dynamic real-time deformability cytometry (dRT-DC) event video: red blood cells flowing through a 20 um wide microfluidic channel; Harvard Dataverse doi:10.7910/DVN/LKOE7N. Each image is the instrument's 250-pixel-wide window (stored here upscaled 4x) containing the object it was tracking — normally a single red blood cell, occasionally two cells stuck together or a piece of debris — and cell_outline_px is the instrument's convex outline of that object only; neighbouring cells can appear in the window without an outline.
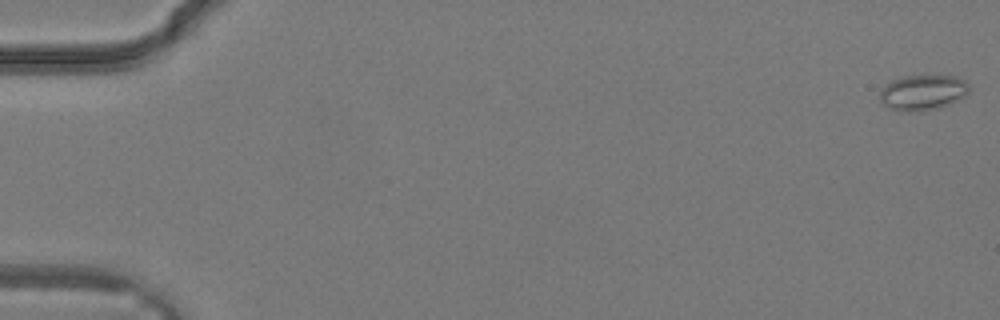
{"species": "common noctule bat (a hibernating species)", "species_latin": "Nyctalus noctula", "temperature_condition": "warm", "stored_images_in_passage": 7, "camera_frame_rate_fps": 3000, "um_per_image_px": 0.085, "animal": {"sex": "male", "body_mass_g": 19.2, "forearm_length_mm": 51.8}, "frame": {"image": 1, "passage_image": 1, "time_ms": 0.0, "image_size_px": [1000, 320], "cell_outline_px": [[968, 92], [964, 96], [940, 108], [908, 112], [888, 108], [880, 104], [880, 92], [884, 84], [892, 80], [908, 76], [956, 76], [964, 80], [968, 84]], "centroid_in_image_um": [78.39, 7.87], "position_along_channel_um": 6.6, "area_um2": 18.32}}